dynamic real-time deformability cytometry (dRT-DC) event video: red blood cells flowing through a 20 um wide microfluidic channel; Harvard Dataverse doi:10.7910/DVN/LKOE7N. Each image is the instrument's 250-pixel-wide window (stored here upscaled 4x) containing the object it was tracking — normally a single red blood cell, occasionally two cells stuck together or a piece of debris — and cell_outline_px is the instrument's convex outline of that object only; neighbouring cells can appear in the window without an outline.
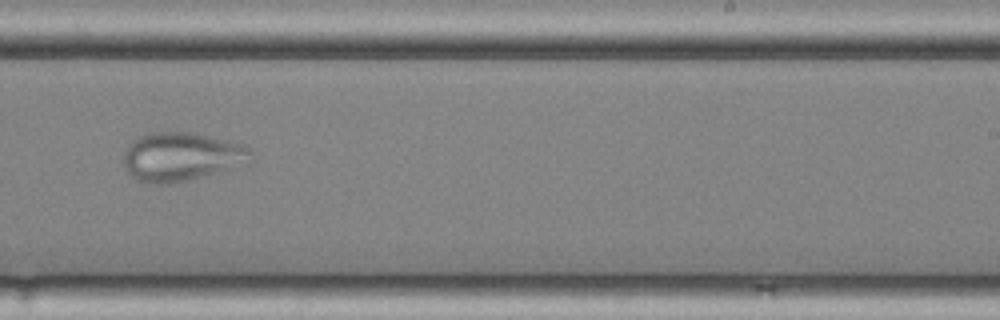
{"species": "common noctule bat (a hibernating species)", "species_latin": "Nyctalus noctula", "temperature_condition": "cold", "stored_images_in_passage": 10, "camera_frame_rate_fps": 3000, "um_per_image_px": 0.085, "animal": {"sex": "female", "body_mass_g": 25.1}, "frame": {"image": 1, "passage_image": 6, "time_ms": 1.667, "image_size_px": [1000, 320], "cell_outline_px": [[248, 152], [236, 168], [172, 184], [156, 184], [136, 180], [128, 172], [124, 164], [124, 156], [128, 144], [132, 140], [148, 132], [196, 132], [244, 144], [248, 148]], "centroid_in_image_um": [15.34, 13.31], "position_along_channel_um": 273.7, "area_um2": 35.84}}
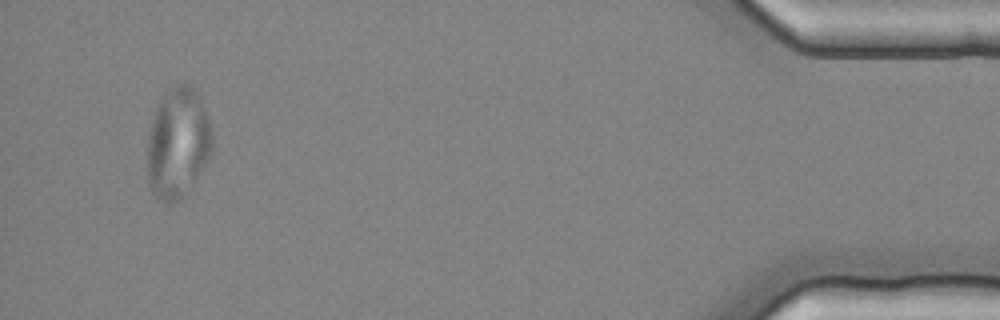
{"frame": {"image": 2, "passage_image": 10, "time_ms": 3.0, "image_size_px": [1000, 320], "cell_outline_px": [[212, 152], [192, 188], [176, 204], [168, 204], [156, 200], [148, 184], [148, 132], [156, 108], [160, 100], [176, 84], [188, 84], [200, 96], [208, 120], [212, 136]], "centroid_in_image_um": [15.11, 12.25], "position_along_channel_um": 420.1, "area_um2": 42.02}}